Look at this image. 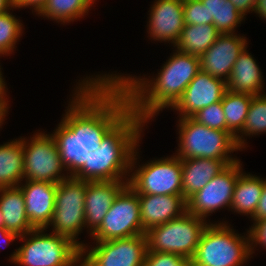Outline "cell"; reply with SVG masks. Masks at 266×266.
Returning <instances> with one entry per match:
<instances>
[{
	"label": "cell",
	"mask_w": 266,
	"mask_h": 266,
	"mask_svg": "<svg viewBox=\"0 0 266 266\" xmlns=\"http://www.w3.org/2000/svg\"><path fill=\"white\" fill-rule=\"evenodd\" d=\"M139 167L127 177L128 185L137 194L182 195L181 158L173 155Z\"/></svg>",
	"instance_id": "cell-10"
},
{
	"label": "cell",
	"mask_w": 266,
	"mask_h": 266,
	"mask_svg": "<svg viewBox=\"0 0 266 266\" xmlns=\"http://www.w3.org/2000/svg\"><path fill=\"white\" fill-rule=\"evenodd\" d=\"M240 161L229 164L213 177L201 190L195 192L187 201V211L206 219L215 210L231 207L236 181L242 173Z\"/></svg>",
	"instance_id": "cell-13"
},
{
	"label": "cell",
	"mask_w": 266,
	"mask_h": 266,
	"mask_svg": "<svg viewBox=\"0 0 266 266\" xmlns=\"http://www.w3.org/2000/svg\"><path fill=\"white\" fill-rule=\"evenodd\" d=\"M251 218L255 222L266 219V180L263 183V188L256 211Z\"/></svg>",
	"instance_id": "cell-35"
},
{
	"label": "cell",
	"mask_w": 266,
	"mask_h": 266,
	"mask_svg": "<svg viewBox=\"0 0 266 266\" xmlns=\"http://www.w3.org/2000/svg\"><path fill=\"white\" fill-rule=\"evenodd\" d=\"M146 123L130 110L102 139L91 157V181H118L133 171L135 150ZM135 153V154H134ZM129 169V170H128Z\"/></svg>",
	"instance_id": "cell-3"
},
{
	"label": "cell",
	"mask_w": 266,
	"mask_h": 266,
	"mask_svg": "<svg viewBox=\"0 0 266 266\" xmlns=\"http://www.w3.org/2000/svg\"><path fill=\"white\" fill-rule=\"evenodd\" d=\"M0 227H3V219H2L1 212H0Z\"/></svg>",
	"instance_id": "cell-43"
},
{
	"label": "cell",
	"mask_w": 266,
	"mask_h": 266,
	"mask_svg": "<svg viewBox=\"0 0 266 266\" xmlns=\"http://www.w3.org/2000/svg\"><path fill=\"white\" fill-rule=\"evenodd\" d=\"M88 181L69 177L57 185L54 215L51 221L53 233L71 239L81 249L85 244L77 237L85 228V195Z\"/></svg>",
	"instance_id": "cell-8"
},
{
	"label": "cell",
	"mask_w": 266,
	"mask_h": 266,
	"mask_svg": "<svg viewBox=\"0 0 266 266\" xmlns=\"http://www.w3.org/2000/svg\"><path fill=\"white\" fill-rule=\"evenodd\" d=\"M207 225L205 219L187 211L182 216L150 228L145 233L147 252L170 253L192 259Z\"/></svg>",
	"instance_id": "cell-7"
},
{
	"label": "cell",
	"mask_w": 266,
	"mask_h": 266,
	"mask_svg": "<svg viewBox=\"0 0 266 266\" xmlns=\"http://www.w3.org/2000/svg\"><path fill=\"white\" fill-rule=\"evenodd\" d=\"M143 266H194V262L176 254L147 252Z\"/></svg>",
	"instance_id": "cell-33"
},
{
	"label": "cell",
	"mask_w": 266,
	"mask_h": 266,
	"mask_svg": "<svg viewBox=\"0 0 266 266\" xmlns=\"http://www.w3.org/2000/svg\"><path fill=\"white\" fill-rule=\"evenodd\" d=\"M48 0H13V6L15 8H21V7H34V10L36 12H40L42 8L46 5Z\"/></svg>",
	"instance_id": "cell-36"
},
{
	"label": "cell",
	"mask_w": 266,
	"mask_h": 266,
	"mask_svg": "<svg viewBox=\"0 0 266 266\" xmlns=\"http://www.w3.org/2000/svg\"><path fill=\"white\" fill-rule=\"evenodd\" d=\"M226 90L227 84L223 79L200 70L172 108L181 113L180 118L192 117L204 107L220 102Z\"/></svg>",
	"instance_id": "cell-14"
},
{
	"label": "cell",
	"mask_w": 266,
	"mask_h": 266,
	"mask_svg": "<svg viewBox=\"0 0 266 266\" xmlns=\"http://www.w3.org/2000/svg\"><path fill=\"white\" fill-rule=\"evenodd\" d=\"M149 15L150 37L175 46L185 26L183 0H156Z\"/></svg>",
	"instance_id": "cell-17"
},
{
	"label": "cell",
	"mask_w": 266,
	"mask_h": 266,
	"mask_svg": "<svg viewBox=\"0 0 266 266\" xmlns=\"http://www.w3.org/2000/svg\"><path fill=\"white\" fill-rule=\"evenodd\" d=\"M220 35L213 24L185 25L174 47L180 52L200 57Z\"/></svg>",
	"instance_id": "cell-24"
},
{
	"label": "cell",
	"mask_w": 266,
	"mask_h": 266,
	"mask_svg": "<svg viewBox=\"0 0 266 266\" xmlns=\"http://www.w3.org/2000/svg\"><path fill=\"white\" fill-rule=\"evenodd\" d=\"M1 69V68H0ZM2 74H1V70H0V101H6L7 98H5L7 95H6V87H5V82L3 81V78H2Z\"/></svg>",
	"instance_id": "cell-42"
},
{
	"label": "cell",
	"mask_w": 266,
	"mask_h": 266,
	"mask_svg": "<svg viewBox=\"0 0 266 266\" xmlns=\"http://www.w3.org/2000/svg\"><path fill=\"white\" fill-rule=\"evenodd\" d=\"M264 180L250 174L241 173L236 181L231 209L245 215H254L263 188Z\"/></svg>",
	"instance_id": "cell-25"
},
{
	"label": "cell",
	"mask_w": 266,
	"mask_h": 266,
	"mask_svg": "<svg viewBox=\"0 0 266 266\" xmlns=\"http://www.w3.org/2000/svg\"><path fill=\"white\" fill-rule=\"evenodd\" d=\"M0 212L3 227L19 237L31 232V226L26 215L23 192L19 186L0 188Z\"/></svg>",
	"instance_id": "cell-21"
},
{
	"label": "cell",
	"mask_w": 266,
	"mask_h": 266,
	"mask_svg": "<svg viewBox=\"0 0 266 266\" xmlns=\"http://www.w3.org/2000/svg\"><path fill=\"white\" fill-rule=\"evenodd\" d=\"M143 230L161 225L187 212V201L183 195L138 194Z\"/></svg>",
	"instance_id": "cell-19"
},
{
	"label": "cell",
	"mask_w": 266,
	"mask_h": 266,
	"mask_svg": "<svg viewBox=\"0 0 266 266\" xmlns=\"http://www.w3.org/2000/svg\"><path fill=\"white\" fill-rule=\"evenodd\" d=\"M23 179L24 152L21 139L0 145V188L19 186Z\"/></svg>",
	"instance_id": "cell-23"
},
{
	"label": "cell",
	"mask_w": 266,
	"mask_h": 266,
	"mask_svg": "<svg viewBox=\"0 0 266 266\" xmlns=\"http://www.w3.org/2000/svg\"><path fill=\"white\" fill-rule=\"evenodd\" d=\"M95 0H48L37 13L57 22L69 23L89 11Z\"/></svg>",
	"instance_id": "cell-28"
},
{
	"label": "cell",
	"mask_w": 266,
	"mask_h": 266,
	"mask_svg": "<svg viewBox=\"0 0 266 266\" xmlns=\"http://www.w3.org/2000/svg\"><path fill=\"white\" fill-rule=\"evenodd\" d=\"M192 118L209 128L227 131V122L221 101L204 107L194 114Z\"/></svg>",
	"instance_id": "cell-31"
},
{
	"label": "cell",
	"mask_w": 266,
	"mask_h": 266,
	"mask_svg": "<svg viewBox=\"0 0 266 266\" xmlns=\"http://www.w3.org/2000/svg\"><path fill=\"white\" fill-rule=\"evenodd\" d=\"M178 127L180 143L177 157L238 161L228 155L240 150L231 133L209 128L192 117L180 118Z\"/></svg>",
	"instance_id": "cell-6"
},
{
	"label": "cell",
	"mask_w": 266,
	"mask_h": 266,
	"mask_svg": "<svg viewBox=\"0 0 266 266\" xmlns=\"http://www.w3.org/2000/svg\"><path fill=\"white\" fill-rule=\"evenodd\" d=\"M138 194L127 184L116 196L102 224L92 234L96 242L145 234Z\"/></svg>",
	"instance_id": "cell-9"
},
{
	"label": "cell",
	"mask_w": 266,
	"mask_h": 266,
	"mask_svg": "<svg viewBox=\"0 0 266 266\" xmlns=\"http://www.w3.org/2000/svg\"><path fill=\"white\" fill-rule=\"evenodd\" d=\"M24 152V178L58 184L70 176L62 175V164L56 142L51 134L37 133L30 142L20 138Z\"/></svg>",
	"instance_id": "cell-11"
},
{
	"label": "cell",
	"mask_w": 266,
	"mask_h": 266,
	"mask_svg": "<svg viewBox=\"0 0 266 266\" xmlns=\"http://www.w3.org/2000/svg\"><path fill=\"white\" fill-rule=\"evenodd\" d=\"M253 95L226 90L221 103L227 122V132L235 138L242 131ZM238 133V134H237Z\"/></svg>",
	"instance_id": "cell-26"
},
{
	"label": "cell",
	"mask_w": 266,
	"mask_h": 266,
	"mask_svg": "<svg viewBox=\"0 0 266 266\" xmlns=\"http://www.w3.org/2000/svg\"><path fill=\"white\" fill-rule=\"evenodd\" d=\"M22 25L9 10L0 14V56L13 52L17 40L22 35Z\"/></svg>",
	"instance_id": "cell-30"
},
{
	"label": "cell",
	"mask_w": 266,
	"mask_h": 266,
	"mask_svg": "<svg viewBox=\"0 0 266 266\" xmlns=\"http://www.w3.org/2000/svg\"><path fill=\"white\" fill-rule=\"evenodd\" d=\"M230 2L243 16L248 12L250 13V11H254L256 5V0H230Z\"/></svg>",
	"instance_id": "cell-37"
},
{
	"label": "cell",
	"mask_w": 266,
	"mask_h": 266,
	"mask_svg": "<svg viewBox=\"0 0 266 266\" xmlns=\"http://www.w3.org/2000/svg\"><path fill=\"white\" fill-rule=\"evenodd\" d=\"M254 12L266 19V0H256Z\"/></svg>",
	"instance_id": "cell-39"
},
{
	"label": "cell",
	"mask_w": 266,
	"mask_h": 266,
	"mask_svg": "<svg viewBox=\"0 0 266 266\" xmlns=\"http://www.w3.org/2000/svg\"><path fill=\"white\" fill-rule=\"evenodd\" d=\"M234 34H221L199 57L200 68L203 72L223 79L225 82L228 81L235 61L242 50L247 47L246 38Z\"/></svg>",
	"instance_id": "cell-15"
},
{
	"label": "cell",
	"mask_w": 266,
	"mask_h": 266,
	"mask_svg": "<svg viewBox=\"0 0 266 266\" xmlns=\"http://www.w3.org/2000/svg\"><path fill=\"white\" fill-rule=\"evenodd\" d=\"M235 234L225 223L208 224L194 255V266H242L251 255L249 233Z\"/></svg>",
	"instance_id": "cell-5"
},
{
	"label": "cell",
	"mask_w": 266,
	"mask_h": 266,
	"mask_svg": "<svg viewBox=\"0 0 266 266\" xmlns=\"http://www.w3.org/2000/svg\"><path fill=\"white\" fill-rule=\"evenodd\" d=\"M183 17L185 25L208 24L207 8L200 0H183Z\"/></svg>",
	"instance_id": "cell-32"
},
{
	"label": "cell",
	"mask_w": 266,
	"mask_h": 266,
	"mask_svg": "<svg viewBox=\"0 0 266 266\" xmlns=\"http://www.w3.org/2000/svg\"><path fill=\"white\" fill-rule=\"evenodd\" d=\"M86 248L81 249V266H143L148 251L145 234L99 241L91 250Z\"/></svg>",
	"instance_id": "cell-12"
},
{
	"label": "cell",
	"mask_w": 266,
	"mask_h": 266,
	"mask_svg": "<svg viewBox=\"0 0 266 266\" xmlns=\"http://www.w3.org/2000/svg\"><path fill=\"white\" fill-rule=\"evenodd\" d=\"M261 132H266V94L255 95L247 113L246 121L242 131V135L236 136V143L239 149L244 148L245 140L242 139L244 135H258Z\"/></svg>",
	"instance_id": "cell-29"
},
{
	"label": "cell",
	"mask_w": 266,
	"mask_h": 266,
	"mask_svg": "<svg viewBox=\"0 0 266 266\" xmlns=\"http://www.w3.org/2000/svg\"><path fill=\"white\" fill-rule=\"evenodd\" d=\"M14 8L13 0H0V14Z\"/></svg>",
	"instance_id": "cell-40"
},
{
	"label": "cell",
	"mask_w": 266,
	"mask_h": 266,
	"mask_svg": "<svg viewBox=\"0 0 266 266\" xmlns=\"http://www.w3.org/2000/svg\"><path fill=\"white\" fill-rule=\"evenodd\" d=\"M128 180L88 181L85 195V227L90 228V236L99 228L119 192Z\"/></svg>",
	"instance_id": "cell-18"
},
{
	"label": "cell",
	"mask_w": 266,
	"mask_h": 266,
	"mask_svg": "<svg viewBox=\"0 0 266 266\" xmlns=\"http://www.w3.org/2000/svg\"><path fill=\"white\" fill-rule=\"evenodd\" d=\"M57 185L53 182L26 180L21 185L28 221L34 229L50 225L55 208Z\"/></svg>",
	"instance_id": "cell-16"
},
{
	"label": "cell",
	"mask_w": 266,
	"mask_h": 266,
	"mask_svg": "<svg viewBox=\"0 0 266 266\" xmlns=\"http://www.w3.org/2000/svg\"><path fill=\"white\" fill-rule=\"evenodd\" d=\"M0 235L3 237V239H5L4 241L6 242V246L19 237L17 234L7 231L4 227H0Z\"/></svg>",
	"instance_id": "cell-38"
},
{
	"label": "cell",
	"mask_w": 266,
	"mask_h": 266,
	"mask_svg": "<svg viewBox=\"0 0 266 266\" xmlns=\"http://www.w3.org/2000/svg\"><path fill=\"white\" fill-rule=\"evenodd\" d=\"M170 57L157 78L150 81L121 75L103 76L116 80L125 89L131 110L147 122L163 108L172 107L201 70L198 56L176 50Z\"/></svg>",
	"instance_id": "cell-2"
},
{
	"label": "cell",
	"mask_w": 266,
	"mask_h": 266,
	"mask_svg": "<svg viewBox=\"0 0 266 266\" xmlns=\"http://www.w3.org/2000/svg\"><path fill=\"white\" fill-rule=\"evenodd\" d=\"M247 47L242 50L234 63L229 76L227 90L250 95H261L263 92L262 72L254 57L248 53Z\"/></svg>",
	"instance_id": "cell-22"
},
{
	"label": "cell",
	"mask_w": 266,
	"mask_h": 266,
	"mask_svg": "<svg viewBox=\"0 0 266 266\" xmlns=\"http://www.w3.org/2000/svg\"><path fill=\"white\" fill-rule=\"evenodd\" d=\"M79 85L74 100L51 136L70 177L91 181V157L131 106L125 89L116 80L98 75Z\"/></svg>",
	"instance_id": "cell-1"
},
{
	"label": "cell",
	"mask_w": 266,
	"mask_h": 266,
	"mask_svg": "<svg viewBox=\"0 0 266 266\" xmlns=\"http://www.w3.org/2000/svg\"><path fill=\"white\" fill-rule=\"evenodd\" d=\"M44 230L33 229L20 236L19 239L26 242L9 260L21 266H75L80 263L81 248L77 244L62 235L44 234ZM27 235H31L29 239Z\"/></svg>",
	"instance_id": "cell-4"
},
{
	"label": "cell",
	"mask_w": 266,
	"mask_h": 266,
	"mask_svg": "<svg viewBox=\"0 0 266 266\" xmlns=\"http://www.w3.org/2000/svg\"><path fill=\"white\" fill-rule=\"evenodd\" d=\"M247 233H249L250 238L251 254H253L252 250H254L252 246L257 244H261L262 247L266 248V219L254 222L253 227ZM254 243L255 245H253Z\"/></svg>",
	"instance_id": "cell-34"
},
{
	"label": "cell",
	"mask_w": 266,
	"mask_h": 266,
	"mask_svg": "<svg viewBox=\"0 0 266 266\" xmlns=\"http://www.w3.org/2000/svg\"><path fill=\"white\" fill-rule=\"evenodd\" d=\"M9 101H0V126L3 124L2 122L4 121V118L7 113L8 103Z\"/></svg>",
	"instance_id": "cell-41"
},
{
	"label": "cell",
	"mask_w": 266,
	"mask_h": 266,
	"mask_svg": "<svg viewBox=\"0 0 266 266\" xmlns=\"http://www.w3.org/2000/svg\"><path fill=\"white\" fill-rule=\"evenodd\" d=\"M229 164H232L230 160L206 158L181 159L183 197L187 200L195 192L201 190Z\"/></svg>",
	"instance_id": "cell-20"
},
{
	"label": "cell",
	"mask_w": 266,
	"mask_h": 266,
	"mask_svg": "<svg viewBox=\"0 0 266 266\" xmlns=\"http://www.w3.org/2000/svg\"><path fill=\"white\" fill-rule=\"evenodd\" d=\"M206 5L208 24H213L221 34H233L237 24L245 18L230 0H200Z\"/></svg>",
	"instance_id": "cell-27"
}]
</instances>
